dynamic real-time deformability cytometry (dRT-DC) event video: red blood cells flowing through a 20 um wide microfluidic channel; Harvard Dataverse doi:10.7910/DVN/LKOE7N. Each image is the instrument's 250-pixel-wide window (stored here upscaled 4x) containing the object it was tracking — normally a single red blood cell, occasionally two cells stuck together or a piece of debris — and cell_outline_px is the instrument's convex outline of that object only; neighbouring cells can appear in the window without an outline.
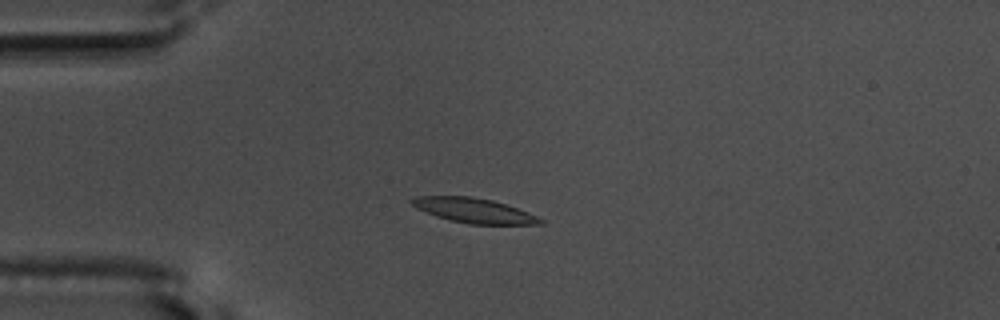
{"species": "common noctule bat (a hibernating species)", "species_latin": "Nyctalus noctula", "temperature_condition": "warm", "stored_images_in_passage": 53, "camera_frame_rate_fps": 3000, "um_per_image_px": 0.085, "animal": {"sex": "male", "body_mass_g": 17.5, "forearm_length_mm": 52.3}, "frame": {"image": 1, "passage_image": 12, "time_ms": 3.667, "image_size_px": [1000, 320], "cell_outline_px": [[544, 224], [468, 224], [448, 220], [436, 216], [416, 208], [408, 200], [416, 196], [472, 196], [492, 200], [528, 212], [544, 220]], "centroid_in_image_um": [40.25, 17.89], "position_along_channel_um": 44.8, "area_um2": 18.5}}
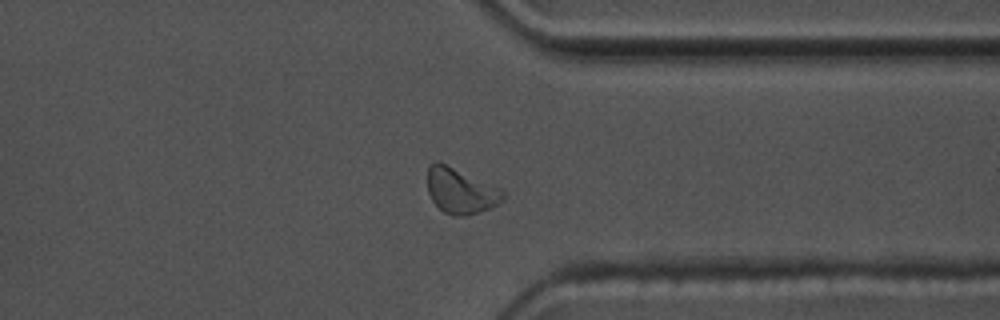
{"frame": {"image": 2, "passage_image": 41, "time_ms": 13.333, "image_size_px": [1000, 320], "cell_outline_px": [[508, 192], [504, 200], [488, 208], [468, 216], [452, 216], [444, 212], [432, 200], [428, 192], [428, 164], [436, 160], [504, 188]], "centroid_in_image_um": [39.2, 16.21], "position_along_channel_um": 372.2, "area_um2": 20.4}}
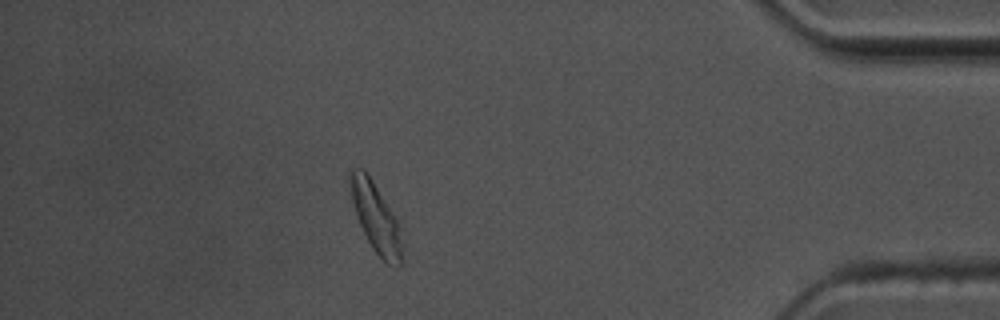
{"frame": {"image": 3, "passage_image": 47, "time_ms": 15.333, "image_size_px": [1000, 320], "cell_outline_px": [[400, 264], [396, 268], [388, 264], [372, 248], [356, 216], [352, 200], [348, 176], [352, 168], [364, 168], [396, 216], [400, 240]], "centroid_in_image_um": [31.9, 18.43], "position_along_channel_um": 403.3, "area_um2": 20.4}, "authors_computed_cell_mechanics": {"area_um2": 18.6694, "velocity_mm_per_s": 3.629, "shape_relaxation_time_tau1_ms": 3.3466, "shape_relaxation_time_tau2_ms": 2.4901, "deformation_change_tau1": 0.1368, "deformation_change_tau2": 0.07}}